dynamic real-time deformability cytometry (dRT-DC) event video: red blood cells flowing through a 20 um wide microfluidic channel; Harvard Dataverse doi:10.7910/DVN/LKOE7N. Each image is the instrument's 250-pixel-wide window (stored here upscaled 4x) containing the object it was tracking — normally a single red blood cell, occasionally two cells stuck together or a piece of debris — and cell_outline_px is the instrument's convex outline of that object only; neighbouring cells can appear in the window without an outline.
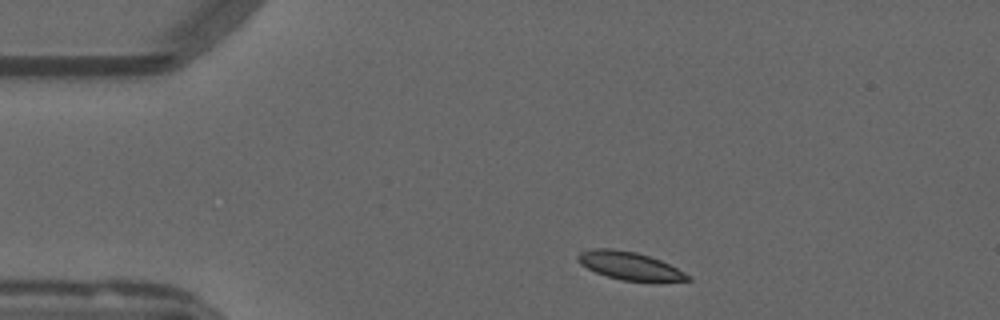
{"species": "common noctule bat (a hibernating species)", "species_latin": "Nyctalus noctula", "temperature_condition": "warm", "stored_images_in_passage": 14, "camera_frame_rate_fps": 3000, "um_per_image_px": 0.085, "animal": {"sex": "male", "forearm_length_mm": 52.5}, "frame": {"image": 1, "passage_image": 3, "time_ms": 0.667, "image_size_px": [1000, 320], "cell_outline_px": [[692, 280], [620, 280], [596, 272], [580, 264], [576, 260], [576, 256], [580, 252], [592, 248], [612, 248], [636, 252], [660, 260], [692, 276]], "centroid_in_image_um": [53.45, 22.56], "position_along_channel_um": 31.6, "area_um2": 17.51}}